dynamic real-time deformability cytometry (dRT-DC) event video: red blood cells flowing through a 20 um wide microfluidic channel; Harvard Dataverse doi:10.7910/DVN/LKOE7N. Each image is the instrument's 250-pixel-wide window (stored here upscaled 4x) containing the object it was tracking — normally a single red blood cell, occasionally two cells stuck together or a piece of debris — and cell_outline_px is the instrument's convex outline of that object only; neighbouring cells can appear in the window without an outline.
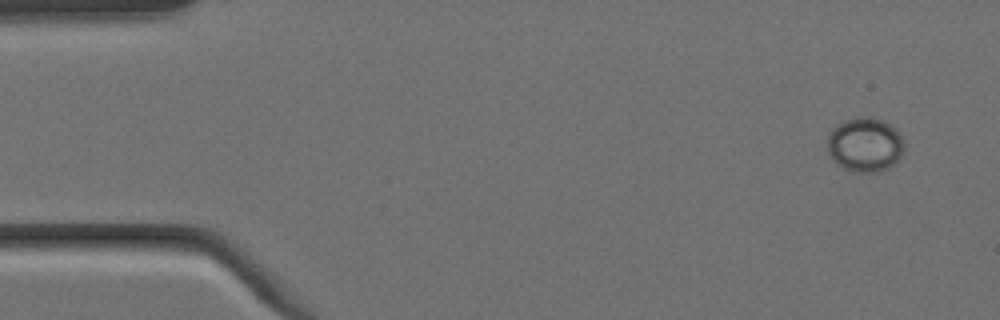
{"species": "Egyptian fruit bat (a non-hibernating species)", "species_latin": "Rousettus aegyptiacus", "temperature_condition": "cold", "stored_images_in_passage": 6, "camera_frame_rate_fps": 3000, "um_per_image_px": 0.085, "animal": {"sex": "female"}, "frame": {"image": 1, "passage_image": 1, "time_ms": 0.0, "image_size_px": [1000, 320], "cell_outline_px": [[904, 148], [896, 164], [880, 172], [852, 172], [836, 164], [828, 156], [828, 136], [832, 128], [840, 120], [856, 116], [872, 116], [884, 120], [896, 128], [900, 132], [904, 144]], "centroid_in_image_um": [73.51, 12.27], "position_along_channel_um": 11.5, "area_um2": 25.14}}
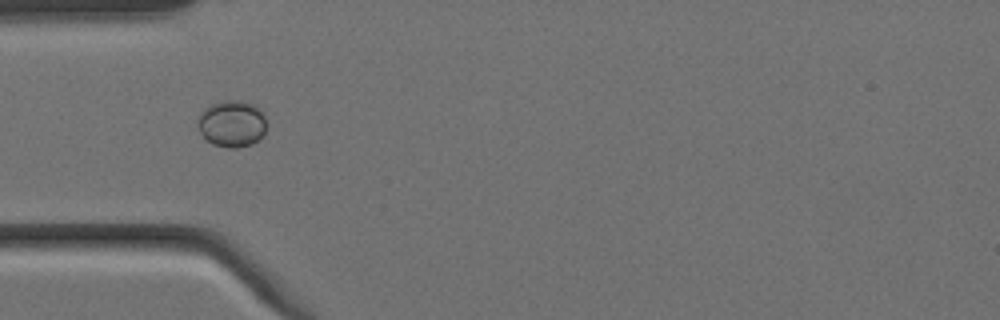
{"frame": {"image": 2, "passage_image": 5, "time_ms": 1.333, "image_size_px": [1000, 320], "cell_outline_px": [[268, 128], [252, 144], [236, 148], [228, 148], [212, 144], [200, 132], [196, 124], [200, 112], [204, 108], [220, 100], [240, 100], [252, 104], [260, 108], [268, 124]], "centroid_in_image_um": [19.71, 10.5], "position_along_channel_um": 65.3, "area_um2": 18.96}}
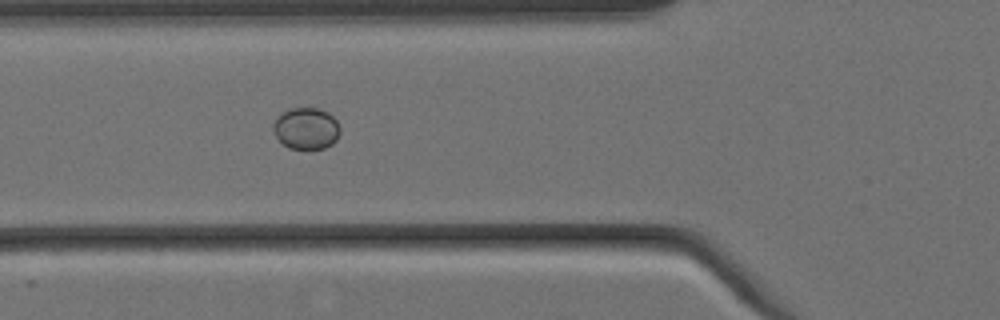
{"frame": {"image": 3, "passage_image": 6, "time_ms": 1.667, "image_size_px": [1000, 320], "cell_outline_px": [[340, 132], [336, 140], [332, 144], [324, 148], [288, 148], [272, 132], [272, 124], [276, 116], [292, 108], [320, 108], [328, 112], [336, 120], [340, 128]], "centroid_in_image_um": [26.01, 10.9], "position_along_channel_um": 99.8, "area_um2": 16.24}}